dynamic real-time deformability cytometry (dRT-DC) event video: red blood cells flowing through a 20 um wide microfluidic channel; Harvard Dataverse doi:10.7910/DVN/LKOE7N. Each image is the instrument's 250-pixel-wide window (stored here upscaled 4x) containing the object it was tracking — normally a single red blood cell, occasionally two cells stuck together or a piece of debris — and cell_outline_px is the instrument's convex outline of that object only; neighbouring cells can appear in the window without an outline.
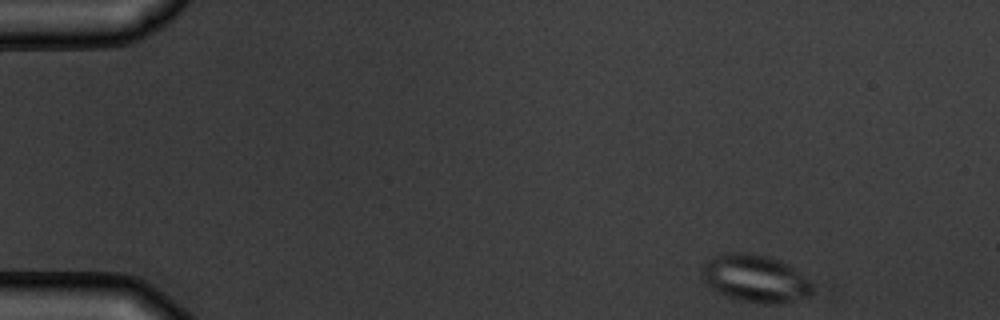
{"species": "common noctule bat (a hibernating species)", "species_latin": "Nyctalus noctula", "temperature_condition": "warm", "stored_images_in_passage": 4, "camera_frame_rate_fps": 3000, "um_per_image_px": 0.085, "animal": {"sex": "male", "body_mass_g": 19.5, "forearm_length_mm": 54.6}, "frame": {"image": 1, "passage_image": 1, "time_ms": 0.0, "image_size_px": [1000, 320], "cell_outline_px": [[820, 288], [808, 296], [776, 304], [764, 304], [740, 300], [728, 296], [712, 288], [700, 276], [700, 268], [712, 256], [724, 252], [744, 252], [764, 256], [780, 260], [796, 268], [816, 284]], "centroid_in_image_um": [64.26, 23.66], "position_along_channel_um": 20.7, "area_um2": 31.1}}